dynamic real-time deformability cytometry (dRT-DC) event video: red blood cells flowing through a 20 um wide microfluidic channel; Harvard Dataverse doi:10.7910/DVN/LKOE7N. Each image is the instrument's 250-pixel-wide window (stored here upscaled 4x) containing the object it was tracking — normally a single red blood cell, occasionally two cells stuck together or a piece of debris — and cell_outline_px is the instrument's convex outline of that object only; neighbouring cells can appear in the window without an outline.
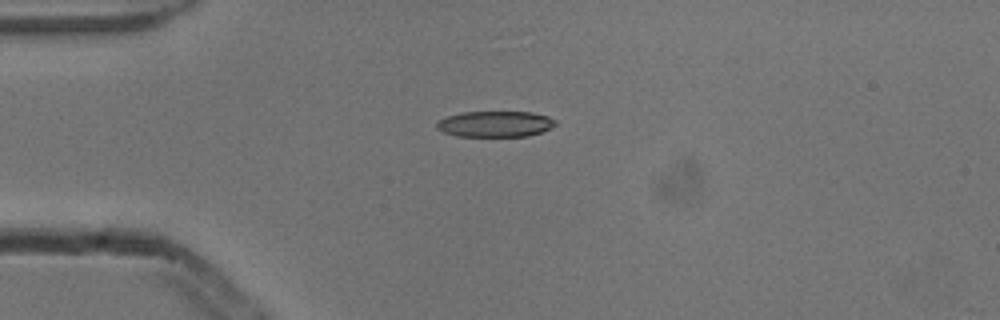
{"species": "common noctule bat (a hibernating species)", "species_latin": "Nyctalus noctula", "temperature_condition": "cold", "stored_images_in_passage": 6, "camera_frame_rate_fps": 3000, "um_per_image_px": 0.085, "animal": {"sex": "male", "body_mass_g": 13.3}, "frame": {"image": 1, "passage_image": 1, "time_ms": 0.0, "image_size_px": [1000, 320], "cell_outline_px": [[556, 124], [540, 132], [528, 136], [460, 136], [444, 132], [436, 128], [436, 120], [448, 116], [464, 112], [532, 112], [548, 116], [556, 120]], "centroid_in_image_um": [42.07, 10.53], "position_along_channel_um": 42.9, "area_um2": 17.8}}
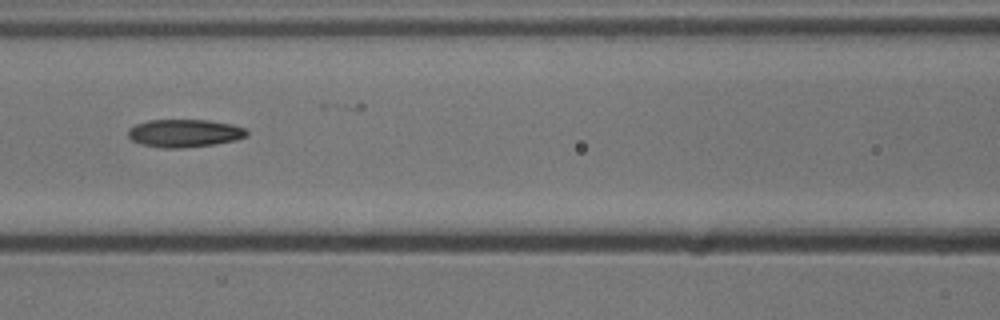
{"frame": {"image": 2, "passage_image": 4, "time_ms": 1.0, "image_size_px": [1000, 320], "cell_outline_px": [[248, 136], [236, 140], [212, 144], [180, 148], [164, 148], [140, 144], [132, 140], [128, 136], [128, 128], [136, 124], [148, 120], [208, 120], [232, 124], [244, 128], [248, 132]], "centroid_in_image_um": [15.67, 11.31], "position_along_channel_um": 150.9, "area_um2": 19.25}}
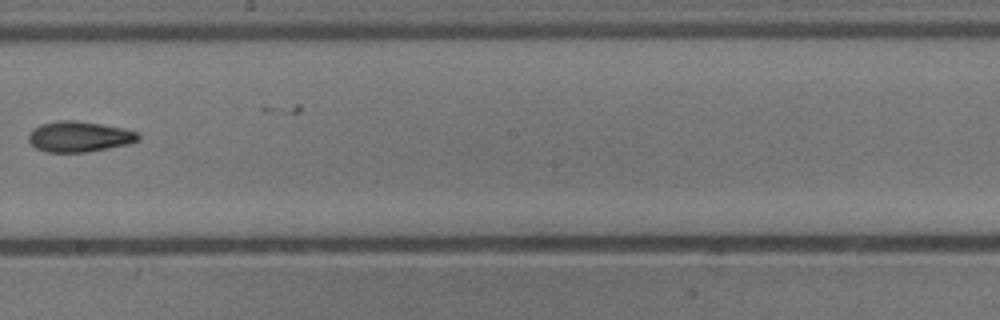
{"frame": {"image": 3, "passage_image": 6, "time_ms": 1.667, "image_size_px": [1000, 320], "cell_outline_px": [[140, 140], [128, 144], [84, 152], [44, 152], [36, 148], [28, 140], [28, 136], [32, 128], [40, 124], [60, 120], [76, 120], [124, 128], [136, 132], [140, 136]], "centroid_in_image_um": [6.7, 11.6], "position_along_channel_um": 241.5, "area_um2": 19.54}}